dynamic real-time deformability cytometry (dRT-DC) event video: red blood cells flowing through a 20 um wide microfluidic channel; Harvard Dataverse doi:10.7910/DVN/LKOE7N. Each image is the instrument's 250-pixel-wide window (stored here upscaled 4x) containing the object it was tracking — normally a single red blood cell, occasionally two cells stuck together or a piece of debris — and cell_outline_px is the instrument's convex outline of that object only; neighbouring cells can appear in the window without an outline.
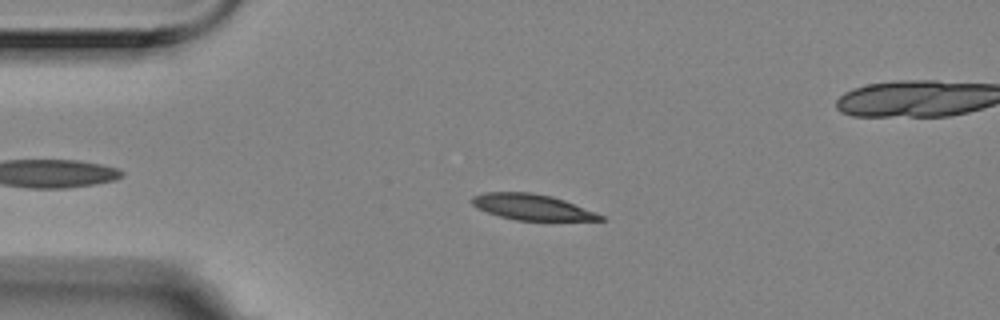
{"species": "Egyptian fruit bat (a non-hibernating species)", "species_latin": "Rousettus aegyptiacus", "temperature_condition": "room temperature", "stored_images_in_passage": 5, "camera_frame_rate_fps": 3000, "um_per_image_px": 0.085, "animal": {"sex": "female"}, "frame": {"image": 1, "passage_image": 3, "time_ms": 0.667, "image_size_px": [1000, 320], "cell_outline_px": [[604, 220], [516, 220], [500, 216], [476, 208], [472, 204], [472, 196], [484, 192], [532, 192], [552, 196], [564, 200], [596, 212], [604, 216]], "centroid_in_image_um": [45.2, 17.59], "position_along_channel_um": 39.8, "area_um2": 19.19}}